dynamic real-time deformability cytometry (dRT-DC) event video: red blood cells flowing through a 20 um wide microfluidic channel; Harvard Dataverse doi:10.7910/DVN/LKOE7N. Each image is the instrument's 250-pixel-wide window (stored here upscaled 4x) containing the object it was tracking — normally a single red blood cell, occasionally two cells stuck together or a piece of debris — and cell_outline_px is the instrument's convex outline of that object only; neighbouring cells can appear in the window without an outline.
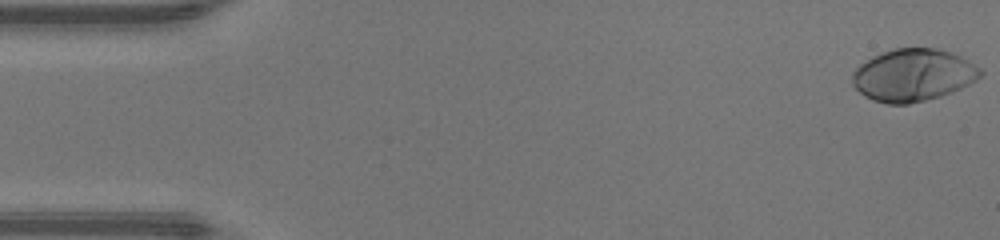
{"species": "human", "species_latin": "Homo sapiens", "temperature_condition": "warm", "stored_images_in_passage": 48, "camera_frame_rate_fps": 3000, "um_per_image_px": 0.085, "donor": {"sex": "male"}, "frame": {"image": 1, "passage_image": 1, "time_ms": 0.0, "image_size_px": [1000, 240], "cell_outline_px": [[984, 72], [976, 80], [952, 92], [940, 96], [908, 104], [888, 104], [872, 100], [864, 96], [852, 84], [852, 72], [860, 64], [892, 48], [936, 48], [960, 56], [968, 60], [980, 68]], "centroid_in_image_um": [77.61, 6.39], "position_along_channel_um": 7.4, "area_um2": 38.78}}
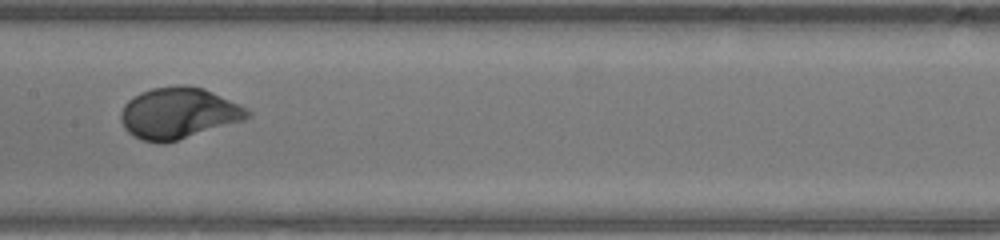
{"frame": {"image": 2, "passage_image": 24, "time_ms": 7.667, "image_size_px": [1000, 240], "cell_outline_px": [[252, 116], [244, 120], [164, 144], [160, 144], [140, 140], [128, 132], [124, 128], [120, 120], [120, 112], [124, 104], [128, 100], [140, 92], [152, 88], [180, 84], [184, 84], [204, 88], [240, 104], [248, 108], [252, 112]], "centroid_in_image_um": [15.17, 9.61], "position_along_channel_um": 192.2, "area_um2": 38.21}}
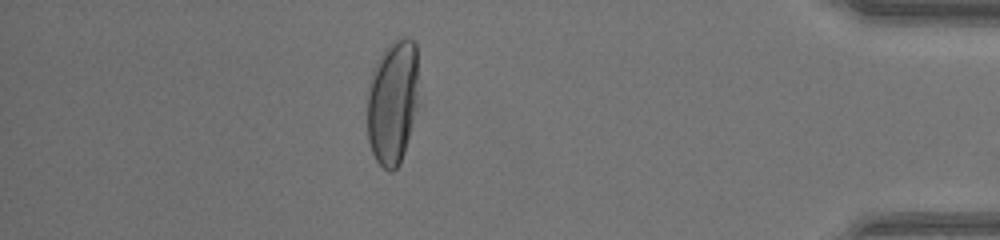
{"frame": {"image": 3, "passage_image": 42, "time_ms": 13.667, "image_size_px": [1000, 240], "cell_outline_px": [[416, 104], [404, 152], [400, 164], [392, 172], [388, 172], [376, 160], [372, 152], [368, 140], [368, 80], [372, 68], [376, 60], [384, 48], [392, 40], [400, 36], [408, 36], [416, 44]], "centroid_in_image_um": [33.32, 8.62], "position_along_channel_um": 401.9, "area_um2": 37.22}, "authors_computed_cell_mechanics": {"area_um2": 37.5411, "velocity_mm_per_s": 4.2886, "shape_relaxation_time_tau1_ms": 2.2516, "shape_relaxation_time_tau2_ms": null, "deformation_change_tau1": 0.1847, "deformation_change_tau2": null}}